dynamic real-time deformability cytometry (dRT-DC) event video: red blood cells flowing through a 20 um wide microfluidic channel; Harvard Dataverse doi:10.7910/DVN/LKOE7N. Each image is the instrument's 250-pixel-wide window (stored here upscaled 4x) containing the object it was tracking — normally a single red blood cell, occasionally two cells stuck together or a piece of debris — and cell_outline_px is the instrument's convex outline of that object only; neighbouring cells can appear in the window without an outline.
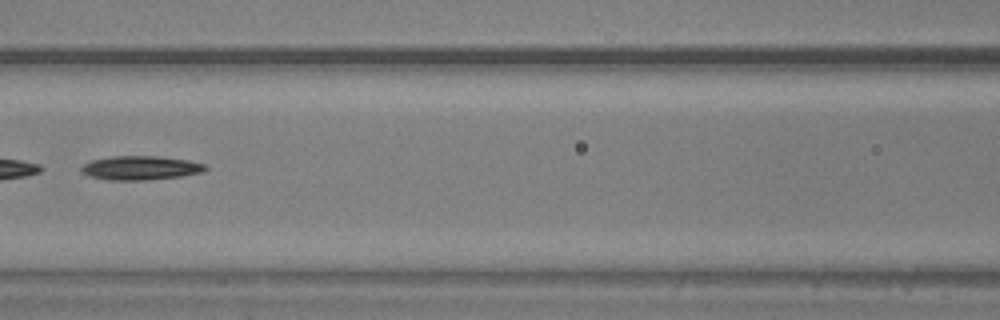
{"species": "common noctule bat (a hibernating species)", "species_latin": "Nyctalus noctula", "temperature_condition": "warm", "stored_images_in_passage": 47, "segment_of_instrument_passage": [2, 2], "camera_frame_rate_fps": 3000, "um_per_image_px": 0.085, "animal": {"sex": "male", "body_mass_g": 20.5, "forearm_length_mm": 52.5}, "frame": {"image": 1, "passage_image": 21, "time_ms": 6.667, "image_size_px": [1000, 320], "cell_outline_px": [[208, 168], [204, 172], [180, 176], [144, 180], [108, 180], [88, 176], [80, 172], [80, 168], [84, 164], [92, 160], [112, 156], [160, 156], [188, 160], [208, 164]], "centroid_in_image_um": [11.96, 14.27], "position_along_channel_um": 154.6, "area_um2": 17.51}}